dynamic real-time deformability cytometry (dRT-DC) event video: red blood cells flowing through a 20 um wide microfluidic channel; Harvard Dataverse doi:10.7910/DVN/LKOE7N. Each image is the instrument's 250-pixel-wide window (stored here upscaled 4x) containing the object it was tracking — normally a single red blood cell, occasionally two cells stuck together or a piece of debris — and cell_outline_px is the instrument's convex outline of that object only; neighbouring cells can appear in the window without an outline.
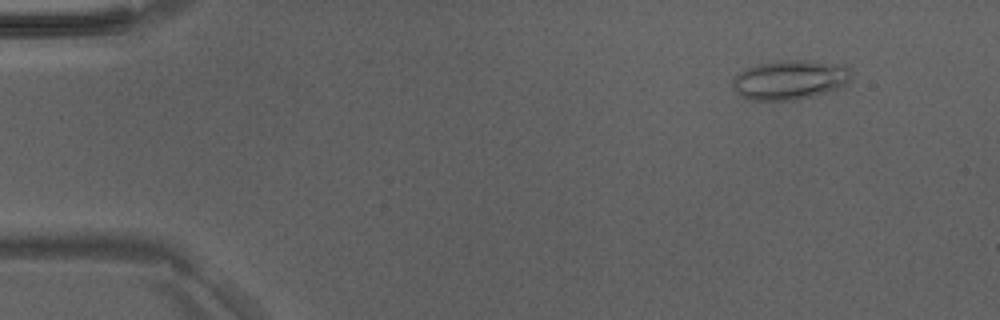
{"species": "Egyptian fruit bat (a non-hibernating species)", "species_latin": "Rousettus aegyptiacus", "temperature_condition": "room temperature", "stored_images_in_passage": 48, "camera_frame_rate_fps": 3000, "um_per_image_px": 0.085, "animal": {"sex": "male"}, "frame": {"image": 1, "passage_image": 5, "time_ms": 1.333, "image_size_px": [1000, 320], "cell_outline_px": [[852, 76], [848, 84], [812, 96], [796, 100], [752, 100], [740, 96], [732, 88], [732, 80], [744, 68], [756, 64], [776, 60], [812, 60], [844, 64], [852, 72]], "centroid_in_image_um": [67.14, 6.76], "position_along_channel_um": 17.9, "area_um2": 27.69}}
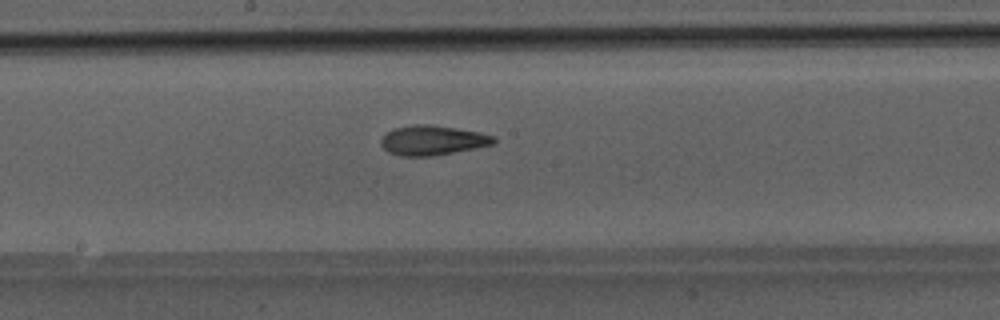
{"frame": {"image": 2, "passage_image": 26, "time_ms": 8.333, "image_size_px": [1000, 320], "cell_outline_px": [[496, 144], [476, 148], [432, 156], [400, 156], [388, 152], [380, 144], [380, 140], [388, 132], [396, 128], [412, 124], [428, 124], [456, 128], [480, 132], [496, 136]], "centroid_in_image_um": [36.8, 11.93], "position_along_channel_um": 211.4, "area_um2": 19.59}}
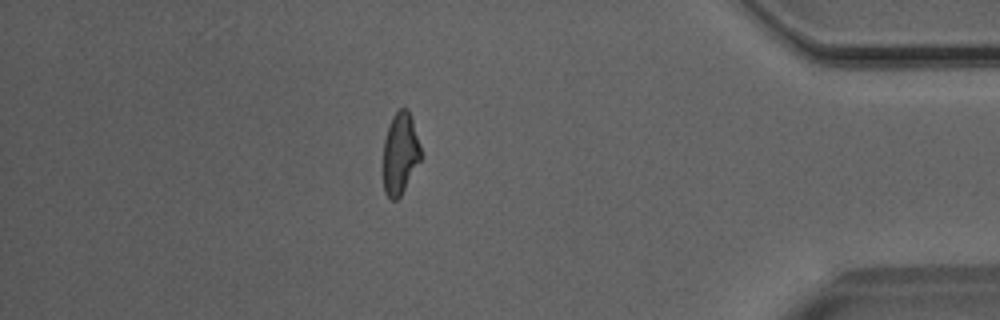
{"frame": {"image": 3, "passage_image": 42, "time_ms": 13.667, "image_size_px": [1000, 320], "cell_outline_px": [[424, 156], [400, 196], [396, 200], [392, 200], [384, 192], [384, 140], [388, 124], [392, 116], [400, 108], [408, 108]], "centroid_in_image_um": [34.04, 13.03], "position_along_channel_um": 401.2, "area_um2": 18.09}}